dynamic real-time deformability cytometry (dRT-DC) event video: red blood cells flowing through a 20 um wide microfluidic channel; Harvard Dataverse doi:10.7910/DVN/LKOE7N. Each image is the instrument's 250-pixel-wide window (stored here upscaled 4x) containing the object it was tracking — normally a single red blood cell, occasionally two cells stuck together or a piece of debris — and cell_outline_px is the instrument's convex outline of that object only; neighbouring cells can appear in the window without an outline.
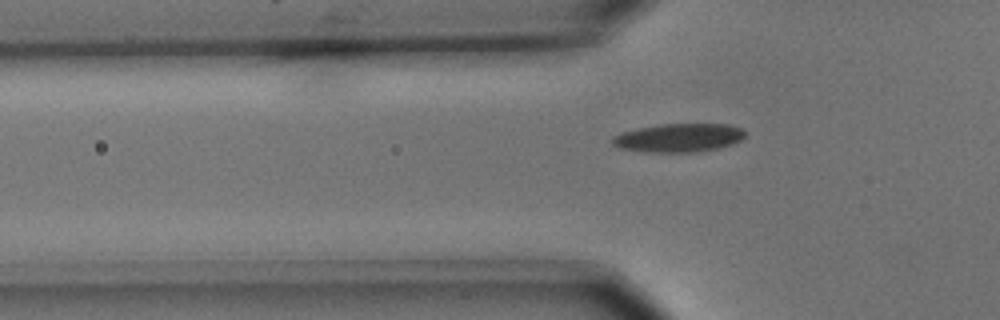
{"species": "common noctule bat (a hibernating species)", "species_latin": "Nyctalus noctula", "temperature_condition": "cold", "stored_images_in_passage": 8, "segment_of_instrument_passage": [2, 2], "camera_frame_rate_fps": 3000, "um_per_image_px": 0.085, "animal": {"sex": "male", "body_mass_g": 15.6}, "frame": {"image": 1, "passage_image": 8, "time_ms": 2.333, "image_size_px": [1000, 320], "cell_outline_px": [[744, 136], [740, 140], [732, 144], [716, 148], [692, 152], [644, 152], [620, 148], [612, 144], [612, 136], [624, 132], [640, 128], [660, 124], [728, 124], [740, 128], [744, 132]], "centroid_in_image_um": [57.67, 11.71], "position_along_channel_um": 68.1, "area_um2": 21.79}}